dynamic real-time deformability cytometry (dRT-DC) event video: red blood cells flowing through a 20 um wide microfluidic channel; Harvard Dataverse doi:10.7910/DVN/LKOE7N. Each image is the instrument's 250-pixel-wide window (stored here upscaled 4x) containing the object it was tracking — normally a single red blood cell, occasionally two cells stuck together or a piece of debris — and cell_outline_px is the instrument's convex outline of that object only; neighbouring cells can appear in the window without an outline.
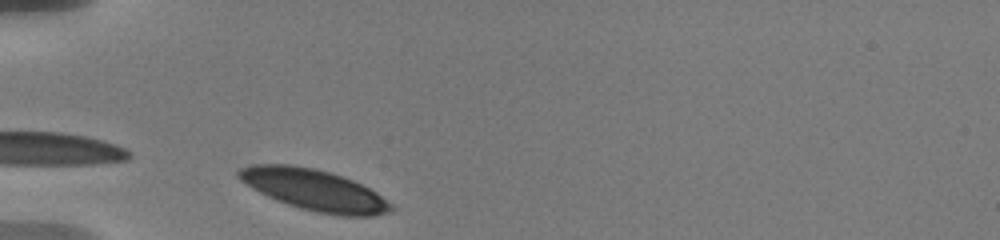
{"species": "human", "species_latin": "Homo sapiens", "temperature_condition": "warm", "stored_images_in_passage": 6, "camera_frame_rate_fps": 3000, "um_per_image_px": 0.085, "donor": {"sex": "male"}, "frame": {"image": 1, "passage_image": 1, "time_ms": 0.0, "image_size_px": [1000, 240], "cell_outline_px": [[392, 208], [388, 212], [372, 216], [340, 216], [316, 212], [300, 208], [276, 200], [252, 188], [240, 180], [236, 176], [236, 172], [240, 168], [252, 164], [292, 164], [312, 168], [328, 172], [352, 180], [376, 192], [392, 204]], "centroid_in_image_um": [26.67, 16.14], "position_along_channel_um": 58.3, "area_um2": 36.24}}
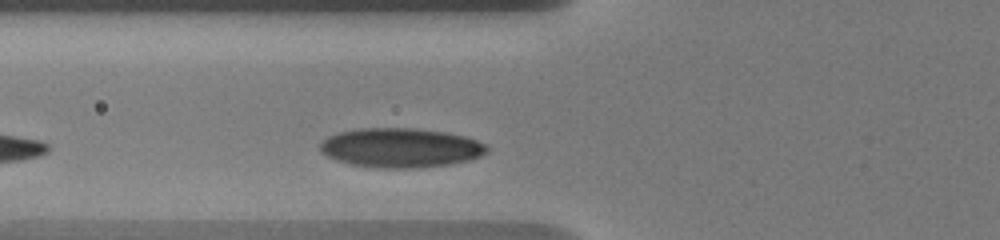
{"frame": {"image": 2, "passage_image": 4, "time_ms": 1.333, "image_size_px": [1000, 240], "cell_outline_px": [[488, 152], [480, 156], [468, 160], [452, 164], [416, 168], [384, 168], [352, 164], [336, 160], [320, 152], [320, 144], [328, 136], [340, 132], [360, 128], [412, 128], [444, 132], [464, 136], [488, 144]], "centroid_in_image_um": [34.08, 12.56], "position_along_channel_um": 91.7, "area_um2": 38.21}}
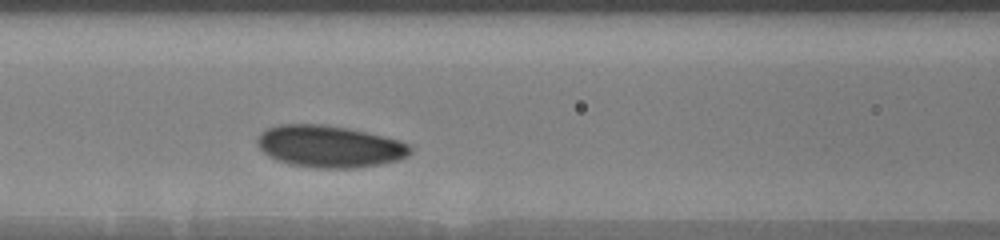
{"frame": {"image": 3, "passage_image": 6, "time_ms": 2.667, "image_size_px": [1000, 240], "cell_outline_px": [[412, 152], [408, 156], [400, 160], [380, 164], [356, 168], [316, 168], [292, 164], [276, 160], [268, 156], [256, 144], [256, 140], [260, 132], [264, 128], [280, 124], [324, 124], [348, 128], [384, 136], [400, 140], [412, 144]], "centroid_in_image_um": [28.02, 12.44], "position_along_channel_um": 138.6, "area_um2": 37.86}}